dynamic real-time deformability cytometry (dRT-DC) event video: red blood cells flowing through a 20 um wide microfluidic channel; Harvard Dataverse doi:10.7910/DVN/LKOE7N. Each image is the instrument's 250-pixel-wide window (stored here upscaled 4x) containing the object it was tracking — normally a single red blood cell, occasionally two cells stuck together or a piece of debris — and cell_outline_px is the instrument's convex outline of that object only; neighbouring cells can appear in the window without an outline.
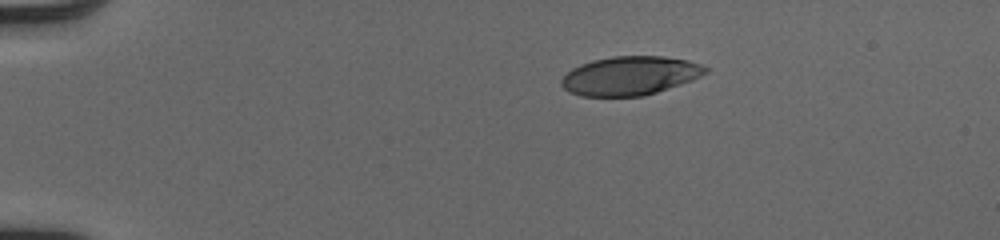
{"species": "human", "species_latin": "Homo sapiens", "temperature_condition": "cold", "stored_images_in_passage": 42, "camera_frame_rate_fps": 3000, "um_per_image_px": 0.085, "donor": {"sex": "male"}, "frame": {"image": 1, "passage_image": 1, "time_ms": 0.0, "image_size_px": [1000, 240], "cell_outline_px": [[708, 72], [692, 80], [644, 96], [580, 96], [564, 88], [560, 84], [560, 80], [572, 68], [580, 64], [592, 60], [612, 56], [664, 56], [688, 60], [700, 64], [708, 68]], "centroid_in_image_um": [53.55, 6.43], "position_along_channel_um": 31.5, "area_um2": 32.54}}
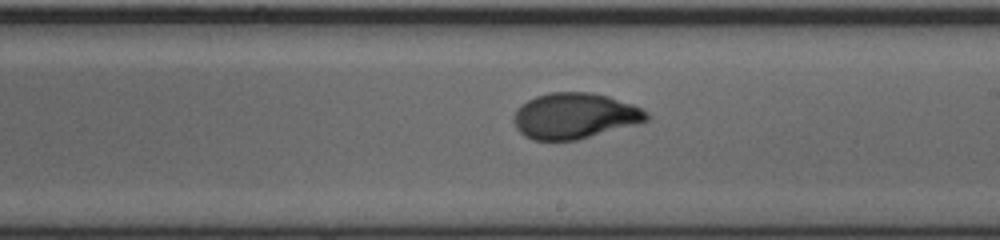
{"frame": {"image": 2, "passage_image": 22, "time_ms": 7.0, "image_size_px": [1000, 240], "cell_outline_px": [[648, 120], [636, 124], [576, 140], [532, 140], [524, 136], [516, 128], [512, 120], [516, 108], [520, 104], [536, 96], [552, 92], [588, 92], [608, 96], [632, 104], [648, 112]], "centroid_in_image_um": [48.8, 9.85], "position_along_channel_um": 240.2, "area_um2": 35.37}}
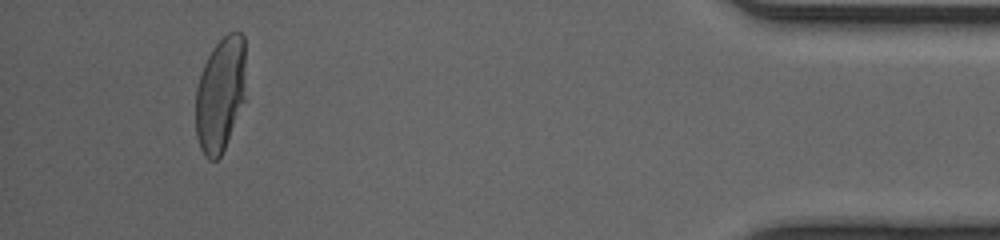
{"frame": {"image": 3, "passage_image": 39, "time_ms": 12.667, "image_size_px": [1000, 240], "cell_outline_px": [[244, 100], [224, 148], [220, 156], [216, 160], [208, 160], [200, 148], [196, 136], [196, 88], [200, 72], [212, 48], [228, 32], [240, 32], [244, 36]], "centroid_in_image_um": [18.7, 8.01], "position_along_channel_um": 416.5, "area_um2": 33.23}, "authors_computed_cell_mechanics": {"area_um2": 34.7956, "velocity_mm_per_s": 4.102, "shape_relaxation_time_tau1_ms": 3.9927, "shape_relaxation_time_tau2_ms": null, "deformation_change_tau1": 0.2012, "deformation_change_tau2": null}}